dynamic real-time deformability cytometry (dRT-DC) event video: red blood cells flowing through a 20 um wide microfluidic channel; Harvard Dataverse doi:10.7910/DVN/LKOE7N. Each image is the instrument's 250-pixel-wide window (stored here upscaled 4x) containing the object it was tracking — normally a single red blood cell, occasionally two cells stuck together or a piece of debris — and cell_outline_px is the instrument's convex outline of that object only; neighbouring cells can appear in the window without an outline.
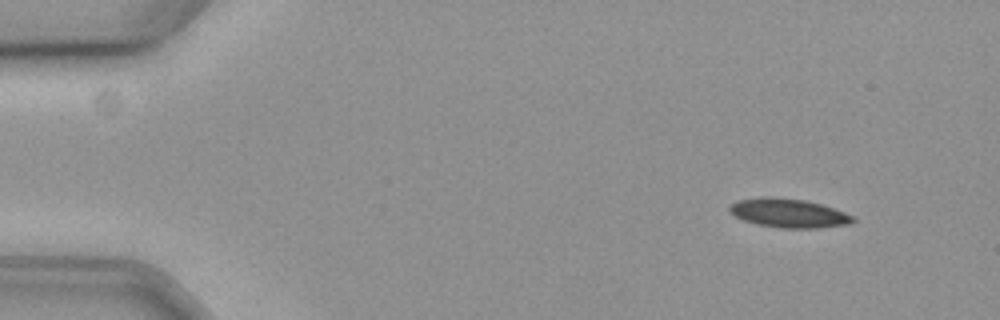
{"species": "common noctule bat (a hibernating species)", "species_latin": "Nyctalus noctula", "temperature_condition": "cold", "stored_images_in_passage": 55, "camera_frame_rate_fps": 3000, "um_per_image_px": 0.085, "animal": {"sex": "female", "body_mass_g": 19.3, "forearm_length_mm": 54.1}, "frame": {"image": 1, "passage_image": 2, "time_ms": 0.333, "image_size_px": [1000, 320], "cell_outline_px": [[856, 220], [848, 224], [816, 228], [780, 228], [760, 224], [744, 220], [728, 212], [728, 208], [732, 204], [740, 200], [760, 196], [772, 196], [804, 200], [820, 204], [844, 212], [852, 216]], "centroid_in_image_um": [67.01, 18.1], "position_along_channel_um": 18.0, "area_um2": 20.58}}
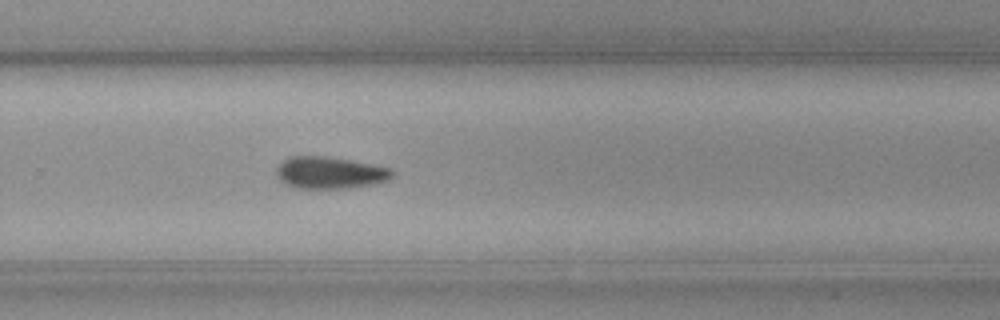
{"frame": {"image": 2, "passage_image": 35, "time_ms": 11.333, "image_size_px": [1000, 320], "cell_outline_px": [[396, 172], [388, 180], [376, 184], [348, 188], [292, 188], [284, 184], [276, 176], [276, 168], [288, 156], [324, 156], [348, 160], [388, 168]], "centroid_in_image_um": [27.99, 14.7], "position_along_channel_um": 301.8, "area_um2": 21.56}}
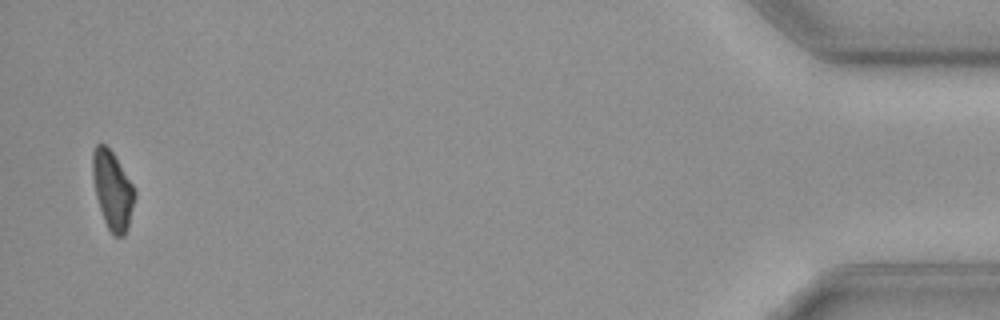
{"frame": {"image": 3, "passage_image": 53, "time_ms": 17.333, "image_size_px": [1000, 320], "cell_outline_px": [[136, 196], [128, 228], [124, 236], [112, 236], [104, 220], [96, 196], [92, 176], [92, 152], [96, 144], [104, 144], [112, 152], [132, 184], [136, 192]], "centroid_in_image_um": [9.56, 16.19], "position_along_channel_um": 425.6, "area_um2": 19.13}}